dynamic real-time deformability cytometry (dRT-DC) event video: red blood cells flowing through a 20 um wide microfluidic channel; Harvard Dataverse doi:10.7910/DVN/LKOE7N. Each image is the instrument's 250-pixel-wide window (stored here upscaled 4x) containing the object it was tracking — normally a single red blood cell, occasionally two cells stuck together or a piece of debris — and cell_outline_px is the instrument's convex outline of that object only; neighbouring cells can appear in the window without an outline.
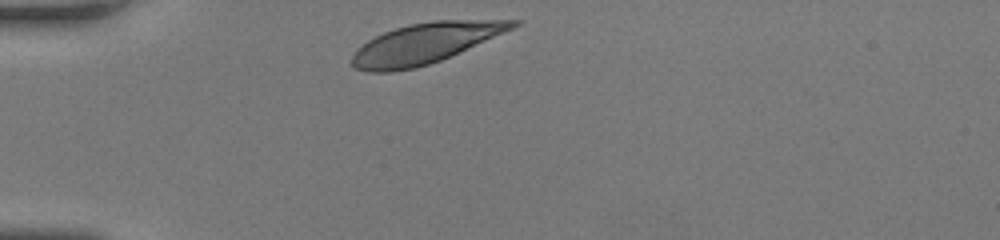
{"species": "human", "species_latin": "Homo sapiens", "temperature_condition": "room temperature", "stored_images_in_passage": 28, "camera_frame_rate_fps": 3000, "um_per_image_px": 0.085, "donor": {"sex": "female"}, "frame": {"image": 1, "passage_image": 1, "time_ms": 0.0, "image_size_px": [1000, 240], "cell_outline_px": [[524, 20], [520, 24], [512, 28], [440, 60], [416, 68], [392, 72], [368, 72], [352, 68], [352, 56], [368, 40], [384, 32], [408, 24], [432, 20]], "centroid_in_image_um": [36.08, 3.69], "position_along_channel_um": 48.9, "area_um2": 37.17}}
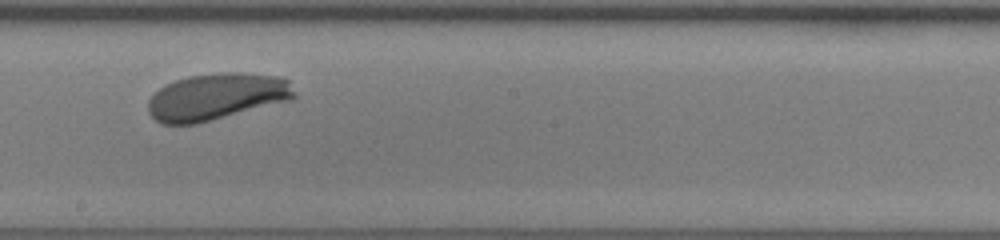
{"frame": {"image": 2, "passage_image": 16, "time_ms": 5.0, "image_size_px": [1000, 240], "cell_outline_px": [[296, 96], [292, 100], [196, 124], [160, 124], [148, 112], [148, 100], [160, 88], [176, 80], [188, 76], [216, 72], [244, 72], [276, 76], [288, 80], [296, 92]], "centroid_in_image_um": [18.44, 8.21], "position_along_channel_um": 229.8, "area_um2": 40.0}}
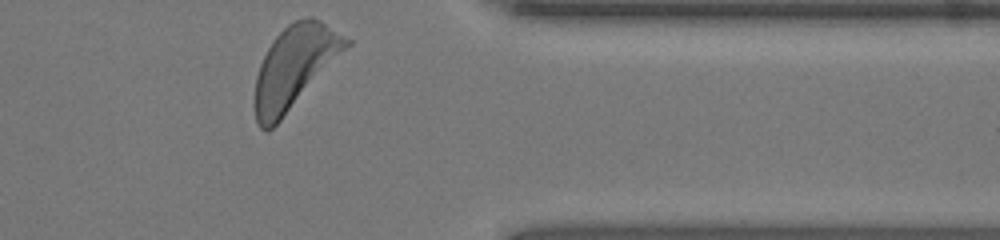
{"frame": {"image": 3, "passage_image": 28, "time_ms": 9.0, "image_size_px": [1000, 240], "cell_outline_px": [[352, 44], [280, 120], [272, 128], [264, 132], [256, 124], [256, 76], [260, 64], [272, 40], [288, 24], [296, 20], [308, 16], [312, 16], [320, 20], [352, 40]], "centroid_in_image_um": [25.06, 5.66], "position_along_channel_um": 386.3, "area_um2": 43.23}, "authors_computed_cell_mechanics": {"area_um2": 39.593, "velocity_mm_per_s": 4.1519, "shape_relaxation_time_tau1_ms": 1.8299, "shape_relaxation_time_tau2_ms": null, "deformation_change_tau1": 0.145, "deformation_change_tau2": null}}